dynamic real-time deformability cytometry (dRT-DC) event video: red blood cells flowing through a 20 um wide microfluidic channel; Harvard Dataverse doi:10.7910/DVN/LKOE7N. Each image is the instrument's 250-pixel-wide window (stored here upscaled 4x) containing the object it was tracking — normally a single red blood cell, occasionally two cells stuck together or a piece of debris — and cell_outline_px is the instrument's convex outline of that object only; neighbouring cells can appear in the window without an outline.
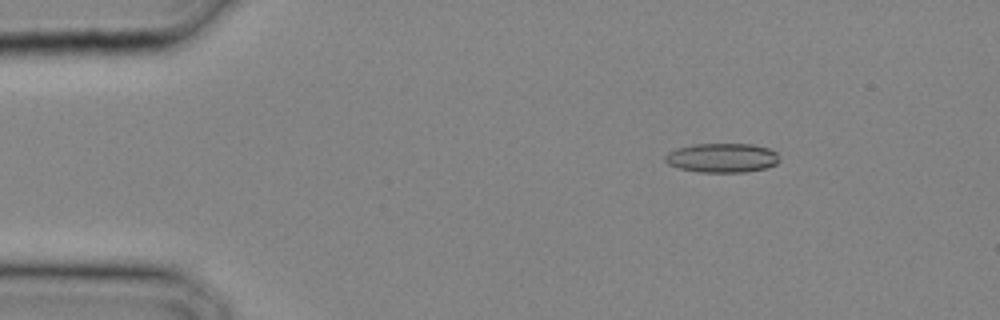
{"species": "common noctule bat (a hibernating species)", "species_latin": "Nyctalus noctula", "temperature_condition": "cold", "stored_images_in_passage": 19, "camera_frame_rate_fps": 3000, "um_per_image_px": 0.085, "animal": {"sex": "male", "body_mass_g": 20.4}, "frame": {"image": 1, "passage_image": 3, "time_ms": 0.667, "image_size_px": [1000, 320], "cell_outline_px": [[780, 160], [776, 164], [768, 168], [744, 172], [700, 172], [680, 168], [668, 164], [664, 160], [664, 156], [668, 152], [676, 148], [692, 144], [752, 144], [768, 148], [776, 152]], "centroid_in_image_um": [61.38, 13.41], "position_along_channel_um": 23.6, "area_um2": 19.59}}
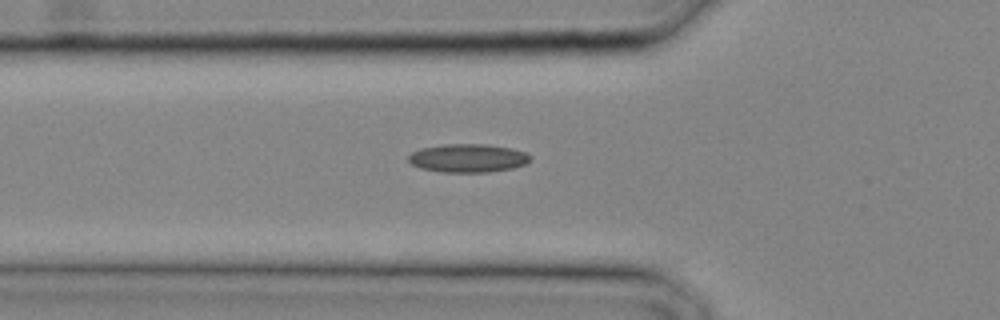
{"frame": {"image": 2, "passage_image": 9, "time_ms": 2.667, "image_size_px": [1000, 320], "cell_outline_px": [[532, 160], [524, 164], [512, 168], [488, 172], [440, 172], [420, 168], [412, 164], [408, 160], [408, 156], [412, 152], [420, 148], [444, 144], [488, 144], [512, 148], [524, 152], [532, 156]], "centroid_in_image_um": [39.77, 13.43], "position_along_channel_um": 86.0, "area_um2": 20.29}}
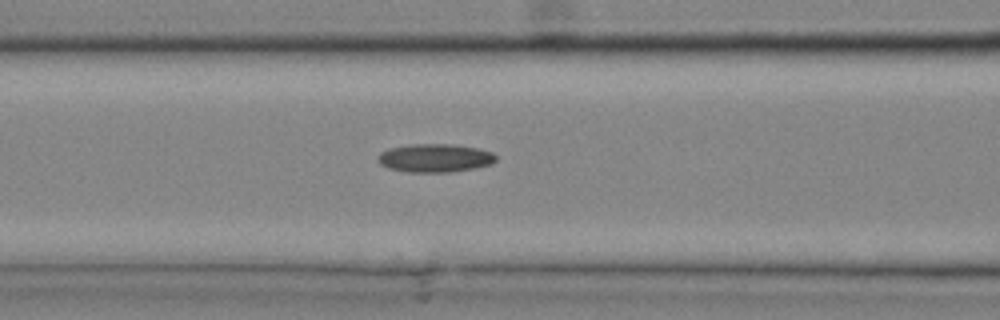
{"frame": {"image": 3, "passage_image": 11, "time_ms": 3.333, "image_size_px": [1000, 320], "cell_outline_px": [[496, 160], [492, 164], [476, 168], [452, 172], [408, 172], [388, 168], [380, 164], [376, 160], [376, 156], [380, 152], [388, 148], [408, 144], [452, 144], [476, 148], [492, 152], [496, 156]], "centroid_in_image_um": [36.93, 13.43], "position_along_channel_um": 129.7, "area_um2": 19.77}}